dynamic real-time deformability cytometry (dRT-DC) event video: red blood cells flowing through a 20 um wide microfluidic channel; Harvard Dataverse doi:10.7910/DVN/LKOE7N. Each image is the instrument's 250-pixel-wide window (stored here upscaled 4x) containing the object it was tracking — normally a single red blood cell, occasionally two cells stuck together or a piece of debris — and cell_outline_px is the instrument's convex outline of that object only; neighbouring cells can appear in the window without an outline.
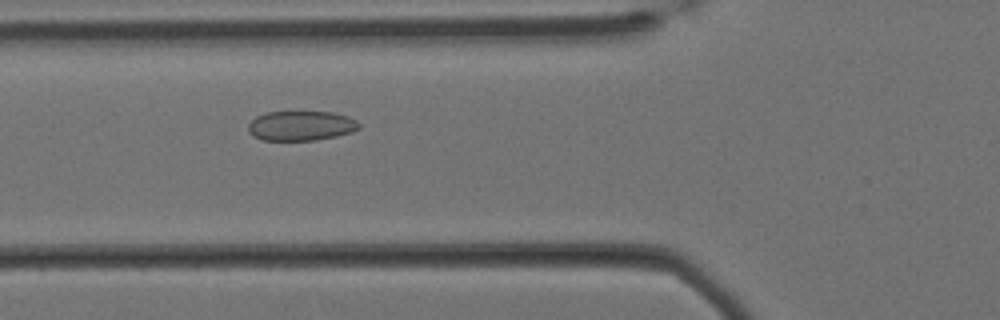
{"species": "Egyptian fruit bat (a non-hibernating species)", "species_latin": "Rousettus aegyptiacus", "temperature_condition": "cold", "stored_images_in_passage": 50, "camera_frame_rate_fps": 3000, "um_per_image_px": 0.085, "animal": {"sex": "female"}, "frame": {"image": 1, "passage_image": 12, "time_ms": 3.667, "image_size_px": [1000, 320], "cell_outline_px": [[360, 128], [352, 132], [336, 136], [316, 140], [264, 140], [252, 136], [248, 132], [248, 124], [256, 116], [264, 112], [332, 112], [348, 116], [356, 120], [360, 124]], "centroid_in_image_um": [25.58, 10.69], "position_along_channel_um": 100.2, "area_um2": 19.31}}
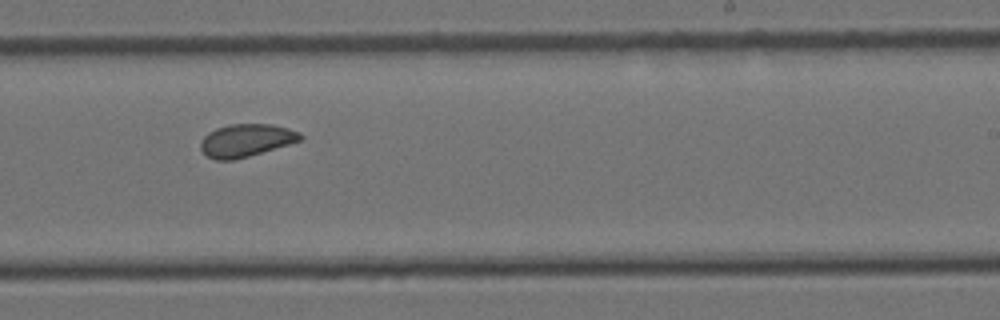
{"frame": {"image": 2, "passage_image": 27, "time_ms": 8.667, "image_size_px": [1000, 320], "cell_outline_px": [[304, 136], [300, 140], [288, 144], [248, 156], [232, 160], [216, 160], [208, 156], [200, 148], [200, 140], [208, 132], [216, 128], [228, 124], [272, 124], [288, 128], [300, 132]], "centroid_in_image_um": [20.9, 11.91], "position_along_channel_um": 268.1, "area_um2": 18.9}}
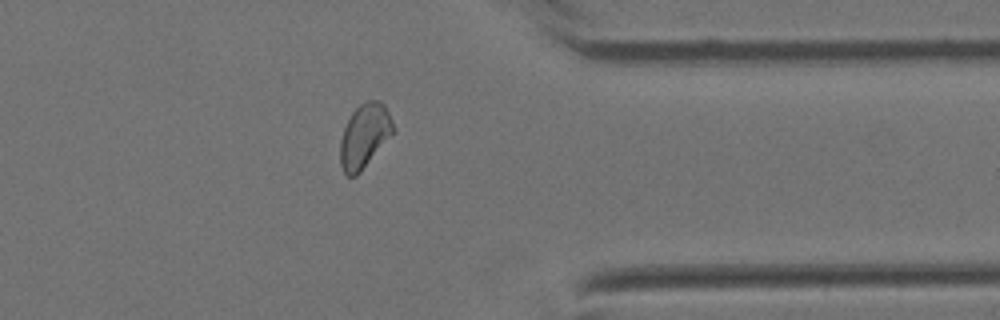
{"frame": {"image": 3, "passage_image": 38, "time_ms": 12.333, "image_size_px": [1000, 320], "cell_outline_px": [[392, 132], [360, 172], [356, 176], [348, 176], [344, 172], [340, 164], [340, 140], [344, 128], [352, 112], [360, 104], [368, 100], [380, 100], [384, 104], [392, 120]], "centroid_in_image_um": [30.94, 11.53], "position_along_channel_um": 380.5, "area_um2": 19.19}, "authors_computed_cell_mechanics": {"area_um2": 19.2474, "velocity_mm_per_s": 3.365, "shape_relaxation_time_tau1_ms": null, "shape_relaxation_time_tau2_ms": 1.4529, "deformation_change_tau1": null, "deformation_change_tau2": 0.0539}}